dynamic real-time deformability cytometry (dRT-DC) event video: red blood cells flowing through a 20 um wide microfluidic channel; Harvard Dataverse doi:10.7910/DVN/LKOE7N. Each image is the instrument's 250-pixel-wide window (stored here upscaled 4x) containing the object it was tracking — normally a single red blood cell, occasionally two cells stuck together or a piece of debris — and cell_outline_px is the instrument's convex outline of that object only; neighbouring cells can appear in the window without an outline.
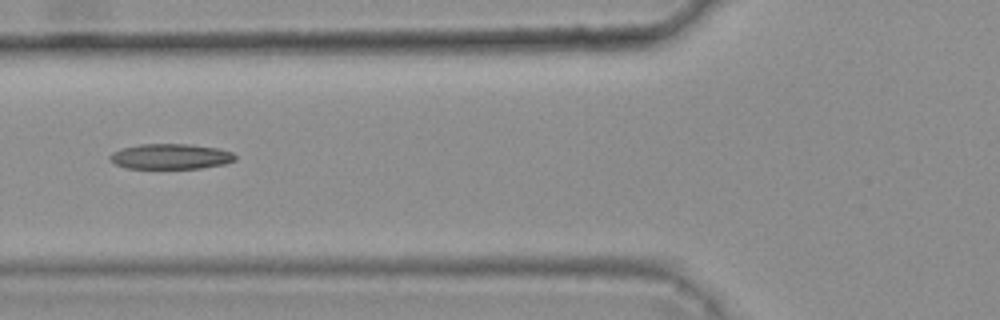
{"species": "common noctule bat (a hibernating species)", "species_latin": "Nyctalus noctula", "temperature_condition": "warm", "stored_images_in_passage": 6, "camera_frame_rate_fps": 3000, "um_per_image_px": 0.085, "animal": {"sex": "female", "body_mass_g": 25.1}, "frame": {"image": 1, "passage_image": 6, "time_ms": 1.667, "image_size_px": [1000, 320], "cell_outline_px": [[236, 160], [224, 164], [200, 168], [128, 168], [116, 164], [108, 156], [112, 152], [124, 148], [140, 144], [192, 144], [216, 148], [232, 152], [236, 156]], "centroid_in_image_um": [14.53, 13.29], "position_along_channel_um": 111.3, "area_um2": 18.32}}